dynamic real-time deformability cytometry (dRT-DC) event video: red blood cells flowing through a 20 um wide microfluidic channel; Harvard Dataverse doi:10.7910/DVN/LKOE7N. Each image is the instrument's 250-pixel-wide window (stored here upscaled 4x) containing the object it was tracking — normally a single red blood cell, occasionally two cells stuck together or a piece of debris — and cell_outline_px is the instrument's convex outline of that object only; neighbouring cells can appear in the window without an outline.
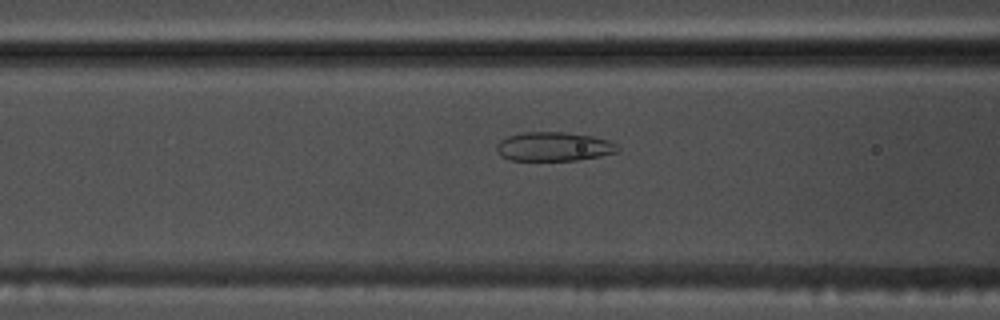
{"species": "common noctule bat (a hibernating species)", "species_latin": "Nyctalus noctula", "temperature_condition": "warm", "stored_images_in_passage": 37, "camera_frame_rate_fps": 3000, "um_per_image_px": 0.085, "animal": {"sex": "male", "body_mass_g": 17.5, "forearm_length_mm": 52.3}, "frame": {"image": 1, "passage_image": 5, "time_ms": 1.333, "image_size_px": [1000, 320], "cell_outline_px": [[620, 152], [600, 156], [576, 160], [508, 160], [500, 156], [496, 152], [496, 144], [500, 140], [508, 136], [524, 132], [564, 132], [592, 136], [608, 140], [616, 144], [620, 148]], "centroid_in_image_um": [47.06, 12.46], "position_along_channel_um": 119.5, "area_um2": 20.63}}
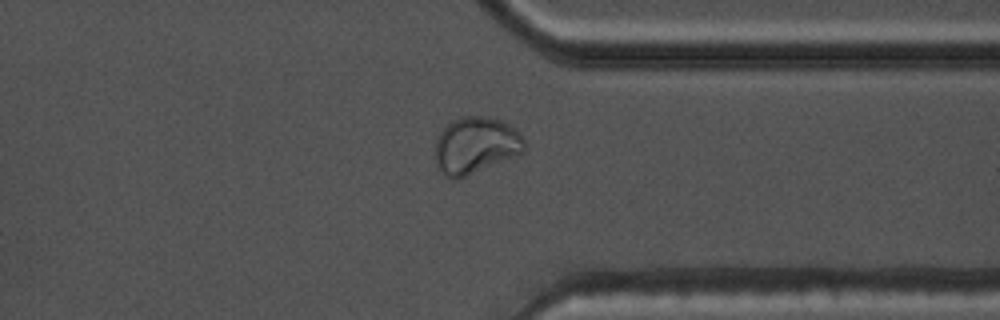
{"frame": {"image": 2, "passage_image": 25, "time_ms": 8.0, "image_size_px": [1000, 320], "cell_outline_px": [[524, 148], [520, 152], [456, 180], [452, 180], [440, 172], [436, 168], [436, 136], [452, 120], [460, 116], [488, 116], [500, 120], [516, 128], [524, 140]], "centroid_in_image_um": [40.36, 12.33], "position_along_channel_um": 371.0, "area_um2": 29.07}}
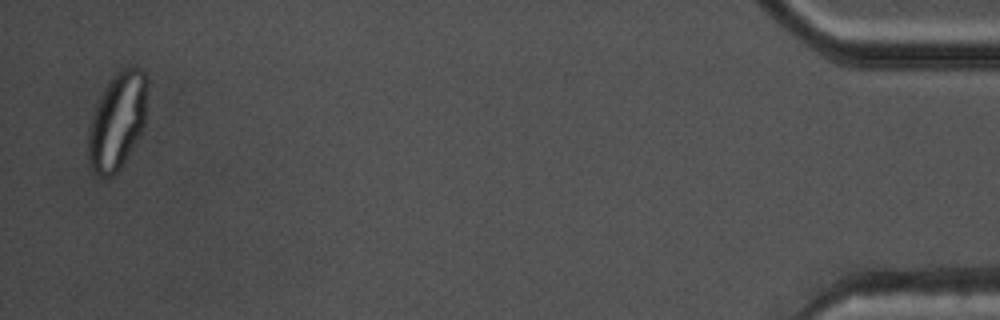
{"frame": {"image": 3, "passage_image": 36, "time_ms": 11.667, "image_size_px": [1000, 320], "cell_outline_px": [[148, 80], [144, 124], [136, 140], [120, 168], [108, 180], [96, 176], [92, 172], [88, 160], [88, 128], [96, 104], [104, 88], [112, 76], [116, 72], [124, 68], [140, 68], [144, 72]], "centroid_in_image_um": [9.94, 10.31], "position_along_channel_um": 425.3, "area_um2": 33.47}}